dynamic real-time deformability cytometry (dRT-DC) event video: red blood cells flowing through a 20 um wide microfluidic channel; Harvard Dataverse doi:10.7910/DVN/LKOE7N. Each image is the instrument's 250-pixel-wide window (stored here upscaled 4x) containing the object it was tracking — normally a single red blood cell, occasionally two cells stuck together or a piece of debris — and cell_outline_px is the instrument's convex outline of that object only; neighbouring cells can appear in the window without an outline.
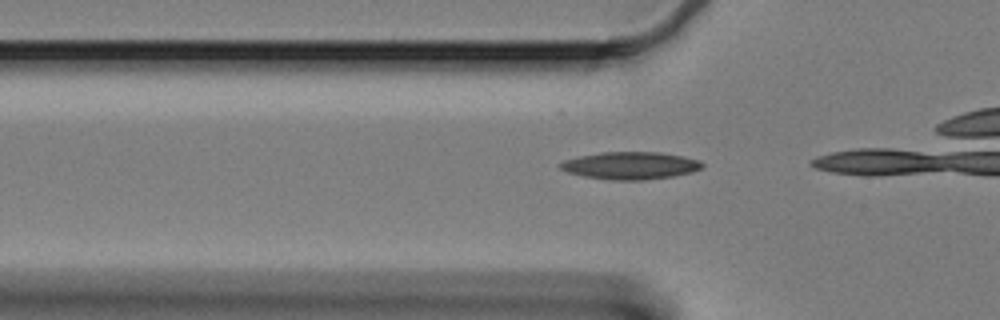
{"species": "Egyptian fruit bat (a non-hibernating species)", "species_latin": "Rousettus aegyptiacus", "temperature_condition": "cold", "stored_images_in_passage": 5, "camera_frame_rate_fps": 3000, "um_per_image_px": 0.085, "animal": {"sex": "female"}, "frame": {"image": 1, "passage_image": 3, "time_ms": 0.667, "image_size_px": [1000, 320], "cell_outline_px": [[704, 168], [692, 172], [672, 176], [644, 180], [608, 180], [584, 176], [568, 172], [560, 168], [556, 164], [564, 160], [580, 156], [600, 152], [660, 152], [700, 160], [704, 164]], "centroid_in_image_um": [53.58, 14.07], "position_along_channel_um": 72.2, "area_um2": 22.77}}